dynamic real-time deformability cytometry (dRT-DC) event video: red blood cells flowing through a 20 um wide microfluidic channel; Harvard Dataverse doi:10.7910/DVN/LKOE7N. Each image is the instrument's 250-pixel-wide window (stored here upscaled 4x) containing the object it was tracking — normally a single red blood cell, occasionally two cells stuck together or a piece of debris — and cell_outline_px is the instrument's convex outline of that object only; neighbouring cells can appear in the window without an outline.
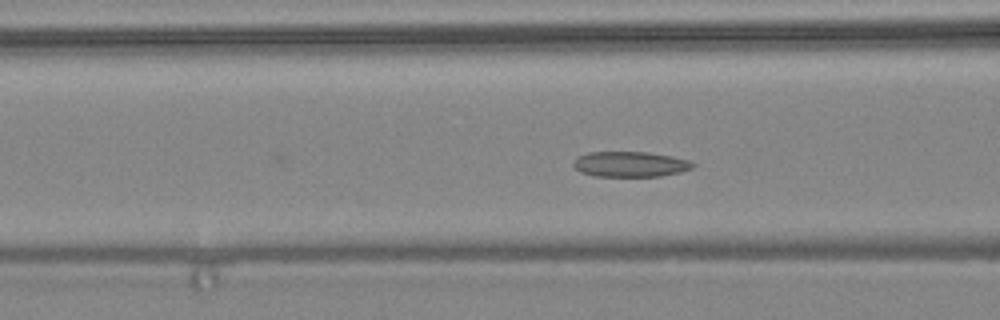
{"species": "common noctule bat (a hibernating species)", "species_latin": "Nyctalus noctula", "temperature_condition": "warm", "stored_images_in_passage": 19, "camera_frame_rate_fps": 3000, "um_per_image_px": 0.085, "animal": {"sex": "female", "body_mass_g": 24.6, "forearm_length_mm": 56.2}, "frame": {"image": 1, "passage_image": 19, "time_ms": 6.0, "image_size_px": [1000, 320], "cell_outline_px": [[696, 164], [692, 168], [680, 172], [660, 176], [592, 176], [580, 172], [572, 164], [576, 156], [588, 152], [648, 152], [672, 156], [692, 160]], "centroid_in_image_um": [53.57, 13.95], "position_along_channel_um": 113.0, "area_um2": 17.86}}